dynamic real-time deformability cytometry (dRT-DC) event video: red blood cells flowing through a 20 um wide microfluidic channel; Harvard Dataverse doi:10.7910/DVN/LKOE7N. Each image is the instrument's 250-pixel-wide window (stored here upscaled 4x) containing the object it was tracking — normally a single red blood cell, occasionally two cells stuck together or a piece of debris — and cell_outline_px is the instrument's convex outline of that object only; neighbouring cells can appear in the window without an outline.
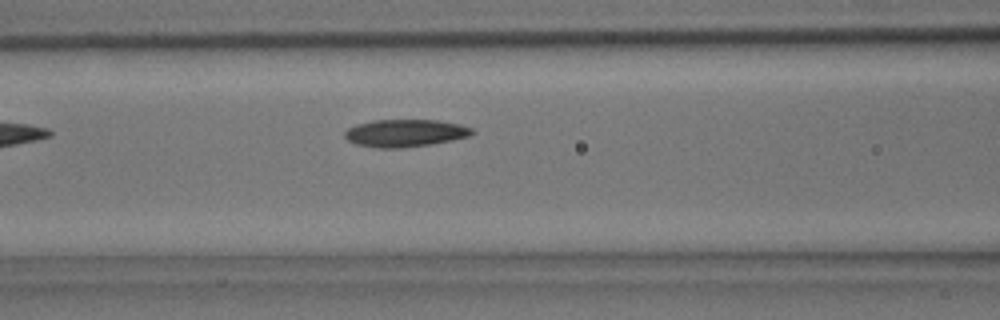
{"species": "common noctule bat (a hibernating species)", "species_latin": "Nyctalus noctula", "temperature_condition": "room temperature", "stored_images_in_passage": 4, "camera_frame_rate_fps": 3000, "um_per_image_px": 0.085, "animal": {"sex": "male", "body_mass_g": 15.6}, "frame": {"image": 1, "passage_image": 4, "time_ms": 1.0, "image_size_px": [1000, 320], "cell_outline_px": [[476, 132], [472, 136], [432, 144], [400, 148], [380, 148], [356, 144], [348, 140], [344, 136], [344, 132], [348, 128], [356, 124], [372, 120], [440, 120], [460, 124], [472, 128]], "centroid_in_image_um": [34.47, 11.31], "position_along_channel_um": 132.1, "area_um2": 20.58}}